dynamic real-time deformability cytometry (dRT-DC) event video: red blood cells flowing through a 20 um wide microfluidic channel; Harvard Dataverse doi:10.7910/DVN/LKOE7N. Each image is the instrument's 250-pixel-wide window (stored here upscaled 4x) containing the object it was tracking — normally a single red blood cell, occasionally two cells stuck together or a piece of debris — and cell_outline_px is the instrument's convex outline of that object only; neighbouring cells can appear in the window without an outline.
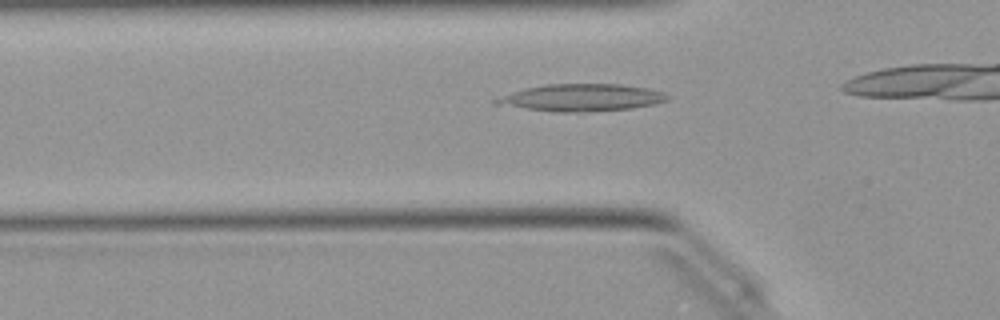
{"species": "Egyptian fruit bat (a non-hibernating species)", "species_latin": "Rousettus aegyptiacus", "temperature_condition": "warm", "stored_images_in_passage": 26, "camera_frame_rate_fps": 3000, "um_per_image_px": 0.085, "animal": {"sex": "female"}, "frame": {"image": 1, "passage_image": 3, "time_ms": 0.667, "image_size_px": [1000, 320], "cell_outline_px": [[672, 96], [668, 100], [652, 104], [632, 108], [580, 112], [556, 112], [492, 104], [492, 100], [512, 92], [524, 88], [544, 84], [620, 84], [648, 88], [664, 92]], "centroid_in_image_um": [49.43, 8.29], "position_along_channel_um": 76.4, "area_um2": 27.17}}
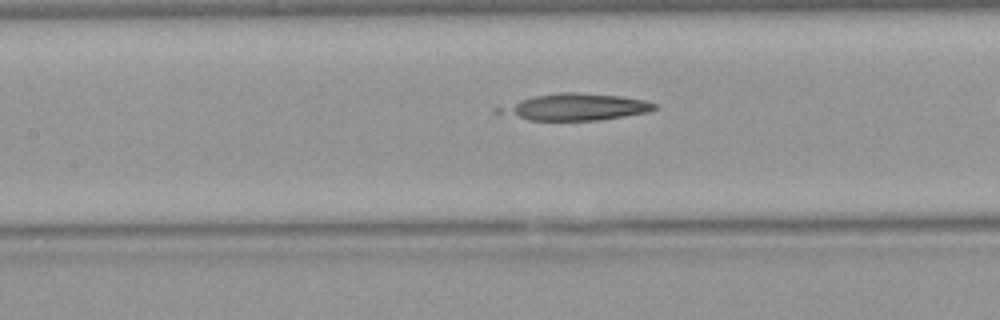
{"frame": {"image": 2, "passage_image": 9, "time_ms": 2.667, "image_size_px": [1000, 320], "cell_outline_px": [[656, 108], [648, 112], [600, 120], [528, 120], [512, 112], [508, 108], [520, 100], [536, 96], [560, 92], [576, 92], [620, 96], [644, 100], [656, 104]], "centroid_in_image_um": [49.23, 9.08], "position_along_channel_um": 158.2, "area_um2": 22.6}}
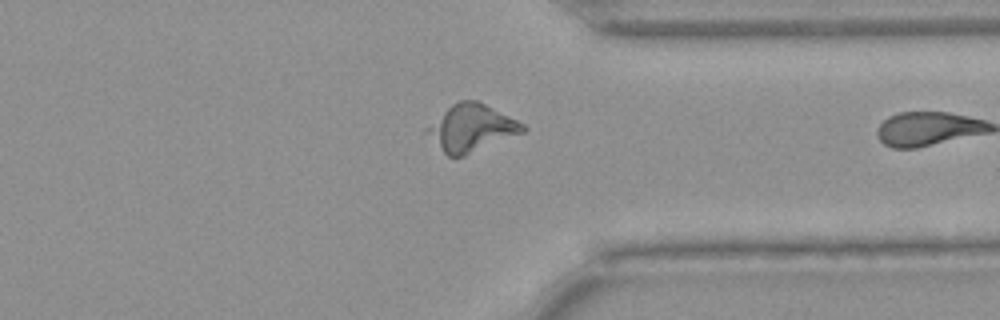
{"frame": {"image": 3, "passage_image": 25, "time_ms": 8.0, "image_size_px": [1000, 320], "cell_outline_px": [[528, 128], [524, 132], [464, 156], [448, 156], [424, 132], [424, 128], [452, 104], [460, 100], [480, 100], [524, 124]], "centroid_in_image_um": [40.07, 10.86], "position_along_channel_um": 371.3, "area_um2": 26.13}}